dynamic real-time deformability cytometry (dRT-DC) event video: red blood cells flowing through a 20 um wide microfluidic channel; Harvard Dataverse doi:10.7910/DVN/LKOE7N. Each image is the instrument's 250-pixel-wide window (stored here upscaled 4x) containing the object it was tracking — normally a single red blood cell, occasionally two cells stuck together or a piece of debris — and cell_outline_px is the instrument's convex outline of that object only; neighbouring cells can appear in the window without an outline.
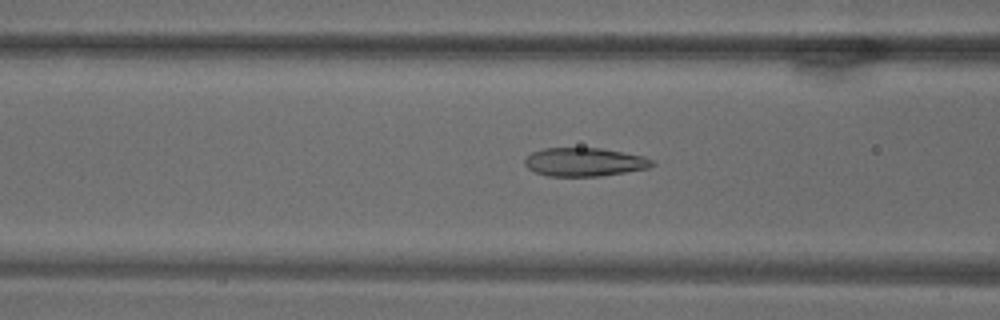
{"species": "common noctule bat (a hibernating species)", "species_latin": "Nyctalus noctula", "temperature_condition": "warm", "stored_images_in_passage": 71, "camera_frame_rate_fps": 3000, "um_per_image_px": 0.085, "animal": {"sex": "male", "body_mass_g": 18.8}, "frame": {"image": 1, "passage_image": 28, "time_ms": 9.0, "image_size_px": [1000, 320], "cell_outline_px": [[656, 164], [648, 168], [600, 176], [548, 176], [536, 172], [528, 168], [524, 164], [524, 160], [532, 152], [544, 148], [600, 148], [644, 156], [652, 160]], "centroid_in_image_um": [49.67, 13.77], "position_along_channel_um": 116.9, "area_um2": 21.04}}
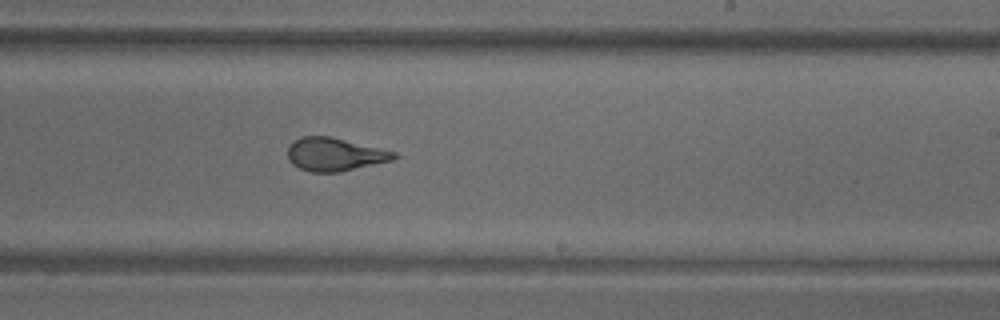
{"frame": {"image": 2, "passage_image": 43, "time_ms": 14.0, "image_size_px": [1000, 320], "cell_outline_px": [[400, 156], [392, 160], [340, 172], [312, 172], [300, 168], [292, 164], [288, 160], [288, 144], [300, 136], [328, 136], [396, 152]], "centroid_in_image_um": [28.42, 13.12], "position_along_channel_um": 260.6, "area_um2": 20.46}}
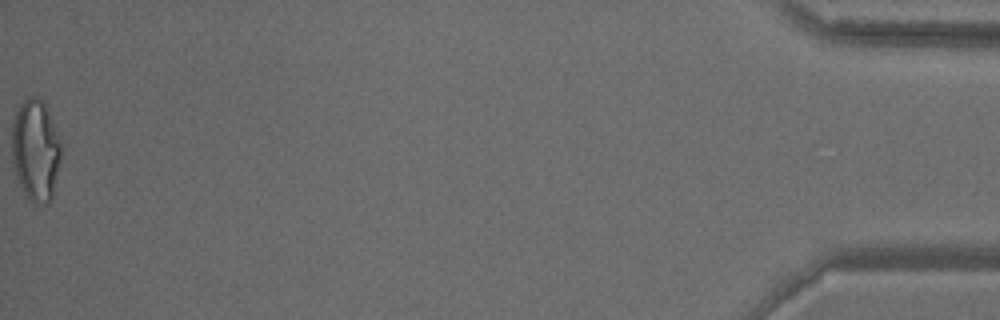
{"frame": {"image": 3, "passage_image": 71, "time_ms": 23.333, "image_size_px": [1000, 320], "cell_outline_px": [[60, 160], [52, 200], [48, 204], [32, 204], [24, 192], [16, 176], [12, 160], [12, 124], [16, 108], [28, 96], [36, 96], [44, 100], [60, 140]], "centroid_in_image_um": [3.02, 12.76], "position_along_channel_um": 432.2, "area_um2": 29.48}}